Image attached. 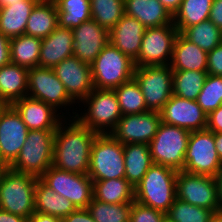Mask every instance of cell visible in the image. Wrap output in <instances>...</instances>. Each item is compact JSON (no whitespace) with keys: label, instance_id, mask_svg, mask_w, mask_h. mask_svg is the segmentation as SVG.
<instances>
[{"label":"cell","instance_id":"11a10c76","mask_svg":"<svg viewBox=\"0 0 222 222\" xmlns=\"http://www.w3.org/2000/svg\"><path fill=\"white\" fill-rule=\"evenodd\" d=\"M9 105L5 102L0 101V117L2 115V112L8 107Z\"/></svg>","mask_w":222,"mask_h":222},{"label":"cell","instance_id":"1f68e13d","mask_svg":"<svg viewBox=\"0 0 222 222\" xmlns=\"http://www.w3.org/2000/svg\"><path fill=\"white\" fill-rule=\"evenodd\" d=\"M57 7L58 26L73 29L91 20L90 0H53Z\"/></svg>","mask_w":222,"mask_h":222},{"label":"cell","instance_id":"74e56055","mask_svg":"<svg viewBox=\"0 0 222 222\" xmlns=\"http://www.w3.org/2000/svg\"><path fill=\"white\" fill-rule=\"evenodd\" d=\"M132 203L110 204L92 198L87 210L96 222H129Z\"/></svg>","mask_w":222,"mask_h":222},{"label":"cell","instance_id":"8992f818","mask_svg":"<svg viewBox=\"0 0 222 222\" xmlns=\"http://www.w3.org/2000/svg\"><path fill=\"white\" fill-rule=\"evenodd\" d=\"M82 103L87 104V112L83 115L75 112L72 117L98 134L110 133L122 117L114 90L94 88Z\"/></svg>","mask_w":222,"mask_h":222},{"label":"cell","instance_id":"6da1fadb","mask_svg":"<svg viewBox=\"0 0 222 222\" xmlns=\"http://www.w3.org/2000/svg\"><path fill=\"white\" fill-rule=\"evenodd\" d=\"M55 131L52 166L68 172L87 175L92 143L98 133L83 126L76 118Z\"/></svg>","mask_w":222,"mask_h":222},{"label":"cell","instance_id":"f35d334b","mask_svg":"<svg viewBox=\"0 0 222 222\" xmlns=\"http://www.w3.org/2000/svg\"><path fill=\"white\" fill-rule=\"evenodd\" d=\"M215 212L176 198L166 212L167 222H208Z\"/></svg>","mask_w":222,"mask_h":222},{"label":"cell","instance_id":"ba28073f","mask_svg":"<svg viewBox=\"0 0 222 222\" xmlns=\"http://www.w3.org/2000/svg\"><path fill=\"white\" fill-rule=\"evenodd\" d=\"M189 137L190 131L161 122L149 143L153 163L182 171Z\"/></svg>","mask_w":222,"mask_h":222},{"label":"cell","instance_id":"db71d44e","mask_svg":"<svg viewBox=\"0 0 222 222\" xmlns=\"http://www.w3.org/2000/svg\"><path fill=\"white\" fill-rule=\"evenodd\" d=\"M208 222H222V211L214 213Z\"/></svg>","mask_w":222,"mask_h":222},{"label":"cell","instance_id":"9c48e42d","mask_svg":"<svg viewBox=\"0 0 222 222\" xmlns=\"http://www.w3.org/2000/svg\"><path fill=\"white\" fill-rule=\"evenodd\" d=\"M139 84L149 111L160 112L173 95V70L169 65L135 67Z\"/></svg>","mask_w":222,"mask_h":222},{"label":"cell","instance_id":"5bb4252c","mask_svg":"<svg viewBox=\"0 0 222 222\" xmlns=\"http://www.w3.org/2000/svg\"><path fill=\"white\" fill-rule=\"evenodd\" d=\"M27 96L41 100L56 111L75 102L69 97L64 84L58 79L53 68L34 67L28 69Z\"/></svg>","mask_w":222,"mask_h":222},{"label":"cell","instance_id":"7402d4cb","mask_svg":"<svg viewBox=\"0 0 222 222\" xmlns=\"http://www.w3.org/2000/svg\"><path fill=\"white\" fill-rule=\"evenodd\" d=\"M72 29L57 27L50 35L42 39L39 67L54 68L64 59L73 56Z\"/></svg>","mask_w":222,"mask_h":222},{"label":"cell","instance_id":"ac0fdd59","mask_svg":"<svg viewBox=\"0 0 222 222\" xmlns=\"http://www.w3.org/2000/svg\"><path fill=\"white\" fill-rule=\"evenodd\" d=\"M161 121L190 132L207 128V114L197 101L172 95L160 111Z\"/></svg>","mask_w":222,"mask_h":222},{"label":"cell","instance_id":"5b68a950","mask_svg":"<svg viewBox=\"0 0 222 222\" xmlns=\"http://www.w3.org/2000/svg\"><path fill=\"white\" fill-rule=\"evenodd\" d=\"M90 66L96 89L113 90L134 77V61L110 42Z\"/></svg>","mask_w":222,"mask_h":222},{"label":"cell","instance_id":"2e32d148","mask_svg":"<svg viewBox=\"0 0 222 222\" xmlns=\"http://www.w3.org/2000/svg\"><path fill=\"white\" fill-rule=\"evenodd\" d=\"M29 129L17 110L9 105L0 117V164L9 167L19 155Z\"/></svg>","mask_w":222,"mask_h":222},{"label":"cell","instance_id":"f907efd6","mask_svg":"<svg viewBox=\"0 0 222 222\" xmlns=\"http://www.w3.org/2000/svg\"><path fill=\"white\" fill-rule=\"evenodd\" d=\"M215 178L217 180L218 202L220 205V211H222V166Z\"/></svg>","mask_w":222,"mask_h":222},{"label":"cell","instance_id":"484cf974","mask_svg":"<svg viewBox=\"0 0 222 222\" xmlns=\"http://www.w3.org/2000/svg\"><path fill=\"white\" fill-rule=\"evenodd\" d=\"M125 178L135 188L153 165L149 144L128 143L123 145Z\"/></svg>","mask_w":222,"mask_h":222},{"label":"cell","instance_id":"bcb514c9","mask_svg":"<svg viewBox=\"0 0 222 222\" xmlns=\"http://www.w3.org/2000/svg\"><path fill=\"white\" fill-rule=\"evenodd\" d=\"M209 20L222 31V0H213Z\"/></svg>","mask_w":222,"mask_h":222},{"label":"cell","instance_id":"681fc988","mask_svg":"<svg viewBox=\"0 0 222 222\" xmlns=\"http://www.w3.org/2000/svg\"><path fill=\"white\" fill-rule=\"evenodd\" d=\"M162 5L171 13L173 16L179 9L182 0H159Z\"/></svg>","mask_w":222,"mask_h":222},{"label":"cell","instance_id":"f5cc1de1","mask_svg":"<svg viewBox=\"0 0 222 222\" xmlns=\"http://www.w3.org/2000/svg\"><path fill=\"white\" fill-rule=\"evenodd\" d=\"M25 0H0V9L10 6V3H23Z\"/></svg>","mask_w":222,"mask_h":222},{"label":"cell","instance_id":"816d5d0a","mask_svg":"<svg viewBox=\"0 0 222 222\" xmlns=\"http://www.w3.org/2000/svg\"><path fill=\"white\" fill-rule=\"evenodd\" d=\"M214 142L219 159L222 161V133L214 132Z\"/></svg>","mask_w":222,"mask_h":222},{"label":"cell","instance_id":"4316f807","mask_svg":"<svg viewBox=\"0 0 222 222\" xmlns=\"http://www.w3.org/2000/svg\"><path fill=\"white\" fill-rule=\"evenodd\" d=\"M40 0H25L10 3L0 9V32L9 39L25 34V28L32 9Z\"/></svg>","mask_w":222,"mask_h":222},{"label":"cell","instance_id":"e0dca14e","mask_svg":"<svg viewBox=\"0 0 222 222\" xmlns=\"http://www.w3.org/2000/svg\"><path fill=\"white\" fill-rule=\"evenodd\" d=\"M53 70L74 102H82L94 89L91 66L75 56L64 59Z\"/></svg>","mask_w":222,"mask_h":222},{"label":"cell","instance_id":"44dd1931","mask_svg":"<svg viewBox=\"0 0 222 222\" xmlns=\"http://www.w3.org/2000/svg\"><path fill=\"white\" fill-rule=\"evenodd\" d=\"M145 26L126 14L109 31L110 43L135 61L138 58Z\"/></svg>","mask_w":222,"mask_h":222},{"label":"cell","instance_id":"52a82bcc","mask_svg":"<svg viewBox=\"0 0 222 222\" xmlns=\"http://www.w3.org/2000/svg\"><path fill=\"white\" fill-rule=\"evenodd\" d=\"M87 175L92 181L125 176L123 144L110 133L96 135L91 147Z\"/></svg>","mask_w":222,"mask_h":222},{"label":"cell","instance_id":"d6986e66","mask_svg":"<svg viewBox=\"0 0 222 222\" xmlns=\"http://www.w3.org/2000/svg\"><path fill=\"white\" fill-rule=\"evenodd\" d=\"M73 31V56L91 65L102 49L110 42L109 31L96 21L83 22Z\"/></svg>","mask_w":222,"mask_h":222},{"label":"cell","instance_id":"d590c367","mask_svg":"<svg viewBox=\"0 0 222 222\" xmlns=\"http://www.w3.org/2000/svg\"><path fill=\"white\" fill-rule=\"evenodd\" d=\"M206 76L207 72L173 71V95L196 101L203 88Z\"/></svg>","mask_w":222,"mask_h":222},{"label":"cell","instance_id":"e575fe53","mask_svg":"<svg viewBox=\"0 0 222 222\" xmlns=\"http://www.w3.org/2000/svg\"><path fill=\"white\" fill-rule=\"evenodd\" d=\"M181 34L206 52L222 43V31L209 19L185 28Z\"/></svg>","mask_w":222,"mask_h":222},{"label":"cell","instance_id":"d4e9b609","mask_svg":"<svg viewBox=\"0 0 222 222\" xmlns=\"http://www.w3.org/2000/svg\"><path fill=\"white\" fill-rule=\"evenodd\" d=\"M28 68L9 63L0 68V101L12 105L27 96Z\"/></svg>","mask_w":222,"mask_h":222},{"label":"cell","instance_id":"d6a6232c","mask_svg":"<svg viewBox=\"0 0 222 222\" xmlns=\"http://www.w3.org/2000/svg\"><path fill=\"white\" fill-rule=\"evenodd\" d=\"M213 0H182L179 9L173 15V24L181 33L189 26L209 19Z\"/></svg>","mask_w":222,"mask_h":222},{"label":"cell","instance_id":"7a4b0ae2","mask_svg":"<svg viewBox=\"0 0 222 222\" xmlns=\"http://www.w3.org/2000/svg\"><path fill=\"white\" fill-rule=\"evenodd\" d=\"M177 172L170 167L153 163L134 188L135 201L166 213L177 198Z\"/></svg>","mask_w":222,"mask_h":222},{"label":"cell","instance_id":"f6af8a7d","mask_svg":"<svg viewBox=\"0 0 222 222\" xmlns=\"http://www.w3.org/2000/svg\"><path fill=\"white\" fill-rule=\"evenodd\" d=\"M11 63L10 39L0 32V68Z\"/></svg>","mask_w":222,"mask_h":222},{"label":"cell","instance_id":"9f6ffc18","mask_svg":"<svg viewBox=\"0 0 222 222\" xmlns=\"http://www.w3.org/2000/svg\"><path fill=\"white\" fill-rule=\"evenodd\" d=\"M3 168H4V167L0 164V172L3 170Z\"/></svg>","mask_w":222,"mask_h":222},{"label":"cell","instance_id":"603a6c76","mask_svg":"<svg viewBox=\"0 0 222 222\" xmlns=\"http://www.w3.org/2000/svg\"><path fill=\"white\" fill-rule=\"evenodd\" d=\"M208 52L178 33L172 52L170 67L173 71L207 72Z\"/></svg>","mask_w":222,"mask_h":222},{"label":"cell","instance_id":"7bdbcfd3","mask_svg":"<svg viewBox=\"0 0 222 222\" xmlns=\"http://www.w3.org/2000/svg\"><path fill=\"white\" fill-rule=\"evenodd\" d=\"M207 129L222 133V105L207 115Z\"/></svg>","mask_w":222,"mask_h":222},{"label":"cell","instance_id":"cb8c5ba5","mask_svg":"<svg viewBox=\"0 0 222 222\" xmlns=\"http://www.w3.org/2000/svg\"><path fill=\"white\" fill-rule=\"evenodd\" d=\"M125 14L145 28L173 24V16L159 0H124Z\"/></svg>","mask_w":222,"mask_h":222},{"label":"cell","instance_id":"b9f144b4","mask_svg":"<svg viewBox=\"0 0 222 222\" xmlns=\"http://www.w3.org/2000/svg\"><path fill=\"white\" fill-rule=\"evenodd\" d=\"M207 74L222 76V43L208 52Z\"/></svg>","mask_w":222,"mask_h":222},{"label":"cell","instance_id":"3957f363","mask_svg":"<svg viewBox=\"0 0 222 222\" xmlns=\"http://www.w3.org/2000/svg\"><path fill=\"white\" fill-rule=\"evenodd\" d=\"M37 178L4 167L0 172V209L29 218L35 212Z\"/></svg>","mask_w":222,"mask_h":222},{"label":"cell","instance_id":"ee69618b","mask_svg":"<svg viewBox=\"0 0 222 222\" xmlns=\"http://www.w3.org/2000/svg\"><path fill=\"white\" fill-rule=\"evenodd\" d=\"M62 220L64 222H96L87 208H77Z\"/></svg>","mask_w":222,"mask_h":222},{"label":"cell","instance_id":"9a60e30c","mask_svg":"<svg viewBox=\"0 0 222 222\" xmlns=\"http://www.w3.org/2000/svg\"><path fill=\"white\" fill-rule=\"evenodd\" d=\"M161 115L157 111L123 115L110 134L121 144H149L161 124Z\"/></svg>","mask_w":222,"mask_h":222},{"label":"cell","instance_id":"4fadbf2b","mask_svg":"<svg viewBox=\"0 0 222 222\" xmlns=\"http://www.w3.org/2000/svg\"><path fill=\"white\" fill-rule=\"evenodd\" d=\"M176 194L179 200L191 205L220 212L217 180L215 177L178 171Z\"/></svg>","mask_w":222,"mask_h":222},{"label":"cell","instance_id":"f1b7e54d","mask_svg":"<svg viewBox=\"0 0 222 222\" xmlns=\"http://www.w3.org/2000/svg\"><path fill=\"white\" fill-rule=\"evenodd\" d=\"M34 202L35 212L49 214L61 219L77 209L71 201L55 193L54 190L47 186L40 178H37L35 185Z\"/></svg>","mask_w":222,"mask_h":222},{"label":"cell","instance_id":"30bf717a","mask_svg":"<svg viewBox=\"0 0 222 222\" xmlns=\"http://www.w3.org/2000/svg\"><path fill=\"white\" fill-rule=\"evenodd\" d=\"M222 161L215 148L214 132L206 129L190 132L183 171L216 177Z\"/></svg>","mask_w":222,"mask_h":222},{"label":"cell","instance_id":"83f0119b","mask_svg":"<svg viewBox=\"0 0 222 222\" xmlns=\"http://www.w3.org/2000/svg\"><path fill=\"white\" fill-rule=\"evenodd\" d=\"M57 27L58 19L55 2L53 0H40L31 11L25 34L44 39Z\"/></svg>","mask_w":222,"mask_h":222},{"label":"cell","instance_id":"836d02e7","mask_svg":"<svg viewBox=\"0 0 222 222\" xmlns=\"http://www.w3.org/2000/svg\"><path fill=\"white\" fill-rule=\"evenodd\" d=\"M113 90L117 97L122 116L149 111L145 105L141 88L134 77Z\"/></svg>","mask_w":222,"mask_h":222},{"label":"cell","instance_id":"7c38bea8","mask_svg":"<svg viewBox=\"0 0 222 222\" xmlns=\"http://www.w3.org/2000/svg\"><path fill=\"white\" fill-rule=\"evenodd\" d=\"M40 179L55 193L66 197L76 208H87L93 198V181L88 175L49 167Z\"/></svg>","mask_w":222,"mask_h":222},{"label":"cell","instance_id":"f546056e","mask_svg":"<svg viewBox=\"0 0 222 222\" xmlns=\"http://www.w3.org/2000/svg\"><path fill=\"white\" fill-rule=\"evenodd\" d=\"M93 198L110 204L133 203L135 190L125 177L93 181Z\"/></svg>","mask_w":222,"mask_h":222},{"label":"cell","instance_id":"ffe728a7","mask_svg":"<svg viewBox=\"0 0 222 222\" xmlns=\"http://www.w3.org/2000/svg\"><path fill=\"white\" fill-rule=\"evenodd\" d=\"M12 106L21 115L29 130H56L66 119L50 105L28 96L15 101Z\"/></svg>","mask_w":222,"mask_h":222},{"label":"cell","instance_id":"8d00e7d4","mask_svg":"<svg viewBox=\"0 0 222 222\" xmlns=\"http://www.w3.org/2000/svg\"><path fill=\"white\" fill-rule=\"evenodd\" d=\"M91 18L110 31L125 14L124 0H90Z\"/></svg>","mask_w":222,"mask_h":222},{"label":"cell","instance_id":"c3c4849f","mask_svg":"<svg viewBox=\"0 0 222 222\" xmlns=\"http://www.w3.org/2000/svg\"><path fill=\"white\" fill-rule=\"evenodd\" d=\"M0 222H28V218H24L0 209Z\"/></svg>","mask_w":222,"mask_h":222},{"label":"cell","instance_id":"7dc6e473","mask_svg":"<svg viewBox=\"0 0 222 222\" xmlns=\"http://www.w3.org/2000/svg\"><path fill=\"white\" fill-rule=\"evenodd\" d=\"M62 219L49 214L34 212L29 218L28 222H61Z\"/></svg>","mask_w":222,"mask_h":222},{"label":"cell","instance_id":"ab89813d","mask_svg":"<svg viewBox=\"0 0 222 222\" xmlns=\"http://www.w3.org/2000/svg\"><path fill=\"white\" fill-rule=\"evenodd\" d=\"M196 101L207 115L222 105V76L207 74Z\"/></svg>","mask_w":222,"mask_h":222},{"label":"cell","instance_id":"4dcf8cb0","mask_svg":"<svg viewBox=\"0 0 222 222\" xmlns=\"http://www.w3.org/2000/svg\"><path fill=\"white\" fill-rule=\"evenodd\" d=\"M41 42L42 39L26 34L11 38V63L28 69L39 67Z\"/></svg>","mask_w":222,"mask_h":222},{"label":"cell","instance_id":"277c9868","mask_svg":"<svg viewBox=\"0 0 222 222\" xmlns=\"http://www.w3.org/2000/svg\"><path fill=\"white\" fill-rule=\"evenodd\" d=\"M56 130H29L10 169L40 178L52 166Z\"/></svg>","mask_w":222,"mask_h":222},{"label":"cell","instance_id":"8fae6325","mask_svg":"<svg viewBox=\"0 0 222 222\" xmlns=\"http://www.w3.org/2000/svg\"><path fill=\"white\" fill-rule=\"evenodd\" d=\"M178 33L174 24L146 28L135 67L170 65Z\"/></svg>","mask_w":222,"mask_h":222},{"label":"cell","instance_id":"60d3db41","mask_svg":"<svg viewBox=\"0 0 222 222\" xmlns=\"http://www.w3.org/2000/svg\"><path fill=\"white\" fill-rule=\"evenodd\" d=\"M129 222H167L166 213L134 201Z\"/></svg>","mask_w":222,"mask_h":222}]
</instances>
